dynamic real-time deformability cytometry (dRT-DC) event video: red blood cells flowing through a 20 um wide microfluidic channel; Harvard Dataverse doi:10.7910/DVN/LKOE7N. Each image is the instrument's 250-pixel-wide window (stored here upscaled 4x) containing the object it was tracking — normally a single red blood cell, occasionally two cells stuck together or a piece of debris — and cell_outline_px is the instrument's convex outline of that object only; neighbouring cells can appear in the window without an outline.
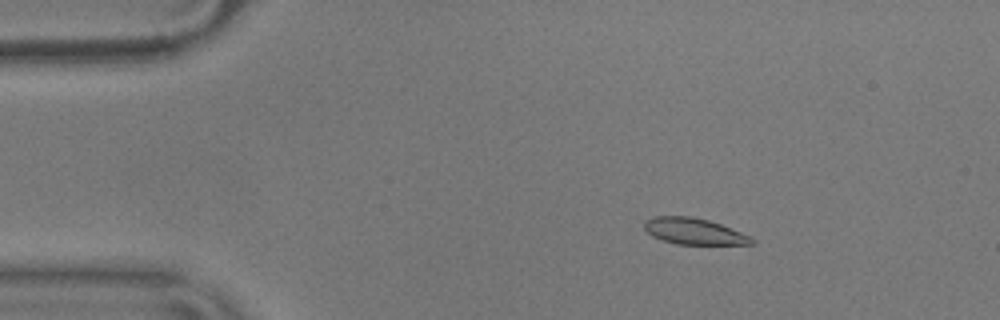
{"species": "common noctule bat (a hibernating species)", "species_latin": "Nyctalus noctula", "temperature_condition": "warm", "stored_images_in_passage": 56, "camera_frame_rate_fps": 3000, "um_per_image_px": 0.085, "animal": {"sex": "male", "body_mass_g": 17.9}, "frame": {"image": 1, "passage_image": 9, "time_ms": 2.667, "image_size_px": [1000, 320], "cell_outline_px": [[756, 240], [752, 244], [676, 244], [652, 236], [644, 228], [644, 220], [652, 216], [692, 216], [708, 220], [720, 224], [752, 236]], "centroid_in_image_um": [58.99, 19.65], "position_along_channel_um": 26.0, "area_um2": 16.47}}
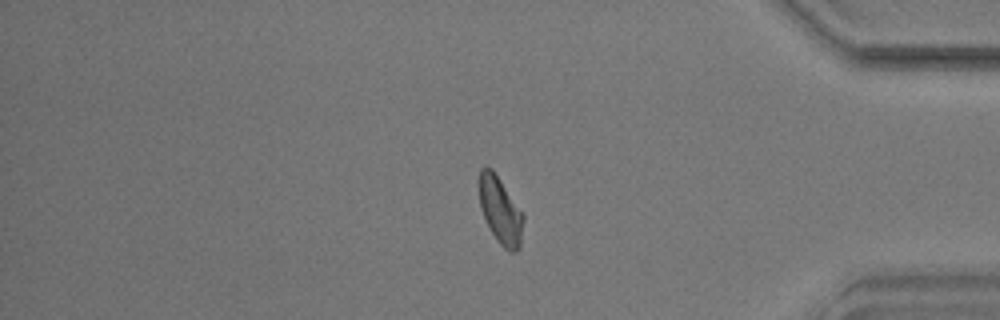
{"frame": {"image": 2, "passage_image": 47, "time_ms": 15.333, "image_size_px": [1000, 320], "cell_outline_px": [[524, 220], [520, 248], [516, 252], [508, 252], [496, 240], [480, 208], [480, 168], [492, 168], [524, 212]], "centroid_in_image_um": [42.58, 17.92], "position_along_channel_um": 392.6, "area_um2": 17.28}}
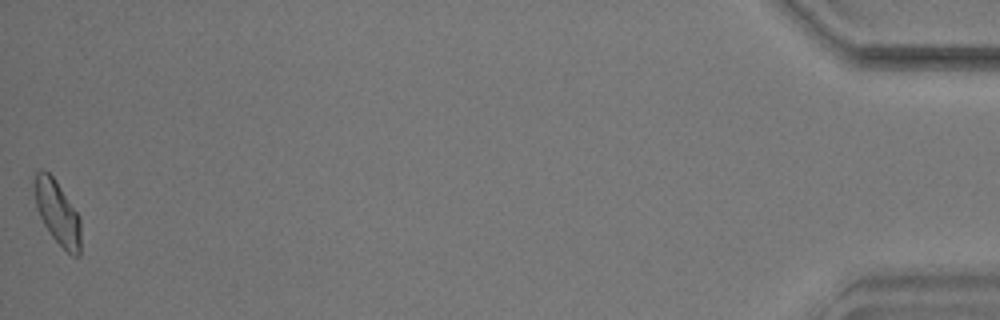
{"frame": {"image": 3, "passage_image": 56, "time_ms": 18.333, "image_size_px": [1000, 320], "cell_outline_px": [[80, 256], [72, 256], [52, 236], [44, 224], [36, 208], [32, 184], [36, 172], [44, 168], [56, 180], [80, 216]], "centroid_in_image_um": [4.86, 18.02], "position_along_channel_um": 430.3, "area_um2": 17.4}, "authors_computed_cell_mechanics": {"area_um2": 17.051, "velocity_mm_per_s": 3.6019, "shape_relaxation_time_tau1_ms": 4.3442, "shape_relaxation_time_tau2_ms": 3.2403, "deformation_change_tau1": 0.143, "deformation_change_tau2": 0.0812}}